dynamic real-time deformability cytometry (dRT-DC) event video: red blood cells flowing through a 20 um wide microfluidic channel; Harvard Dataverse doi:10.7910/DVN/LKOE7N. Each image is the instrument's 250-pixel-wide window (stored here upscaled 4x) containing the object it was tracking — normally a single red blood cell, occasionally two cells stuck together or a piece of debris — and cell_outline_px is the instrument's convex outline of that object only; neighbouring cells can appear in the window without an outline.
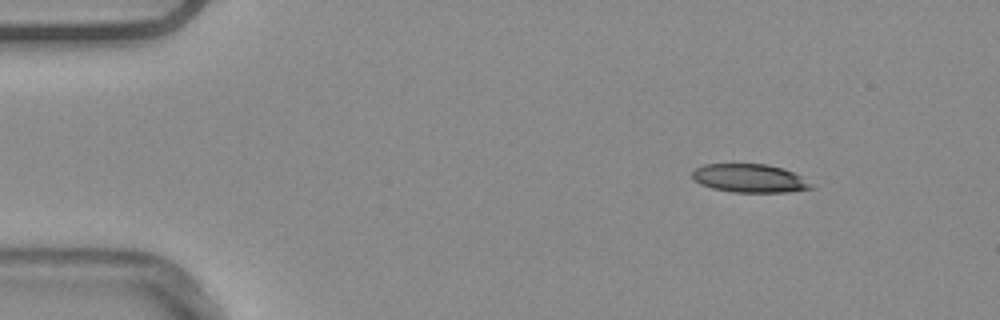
{"species": "common noctule bat (a hibernating species)", "species_latin": "Nyctalus noctula", "temperature_condition": "warm", "stored_images_in_passage": 5, "camera_frame_rate_fps": 3000, "um_per_image_px": 0.085, "animal": {"sex": "male", "body_mass_g": 20.4}, "frame": {"image": 1, "passage_image": 2, "time_ms": 0.333, "image_size_px": [1000, 320], "cell_outline_px": [[816, 188], [788, 192], [732, 192], [712, 188], [700, 184], [692, 176], [692, 172], [696, 168], [704, 164], [768, 164], [784, 168], [816, 184]], "centroid_in_image_um": [63.78, 15.16], "position_along_channel_um": 21.2, "area_um2": 19.88}}